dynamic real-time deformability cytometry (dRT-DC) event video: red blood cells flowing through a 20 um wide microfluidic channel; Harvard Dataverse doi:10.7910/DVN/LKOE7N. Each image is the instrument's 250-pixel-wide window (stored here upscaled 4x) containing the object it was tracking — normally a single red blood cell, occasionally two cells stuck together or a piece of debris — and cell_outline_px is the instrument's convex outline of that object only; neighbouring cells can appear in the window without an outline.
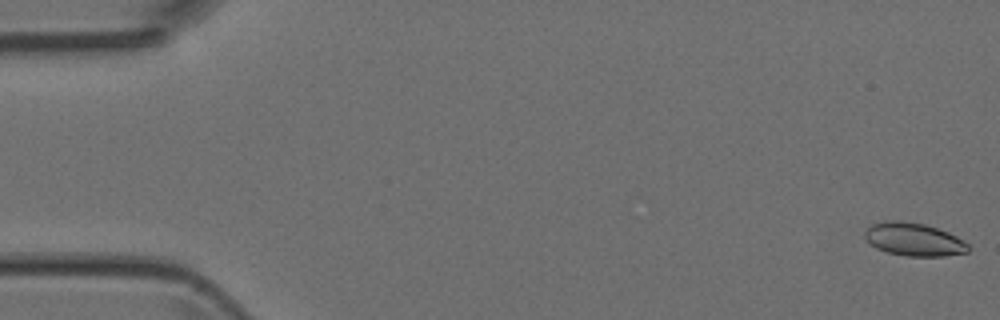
{"species": "Egyptian fruit bat (a non-hibernating species)", "species_latin": "Rousettus aegyptiacus", "temperature_condition": "room temperature", "stored_images_in_passage": 48, "camera_frame_rate_fps": 3000, "um_per_image_px": 0.085, "animal": {"sex": "female"}, "frame": {"image": 1, "passage_image": 1, "time_ms": 0.0, "image_size_px": [1000, 320], "cell_outline_px": [[968, 252], [944, 256], [904, 256], [888, 252], [876, 248], [868, 244], [864, 236], [864, 232], [872, 224], [888, 220], [900, 220], [924, 224], [948, 232], [956, 236], [968, 244]], "centroid_in_image_um": [77.64, 20.35], "position_along_channel_um": 7.4, "area_um2": 19.94}}
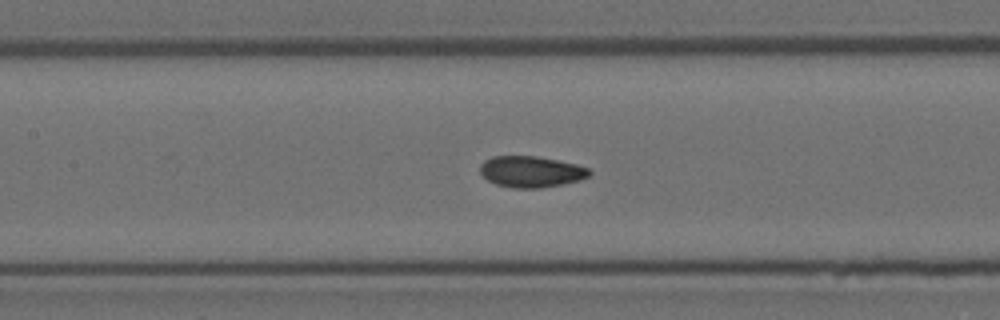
{"frame": {"image": 2, "passage_image": 22, "time_ms": 7.0, "image_size_px": [1000, 320], "cell_outline_px": [[592, 176], [580, 180], [564, 184], [540, 188], [512, 188], [496, 184], [488, 180], [480, 172], [480, 164], [484, 160], [492, 156], [536, 156], [576, 164], [588, 168], [592, 172]], "centroid_in_image_um": [45.16, 14.6], "position_along_channel_um": 162.2, "area_um2": 20.0}}
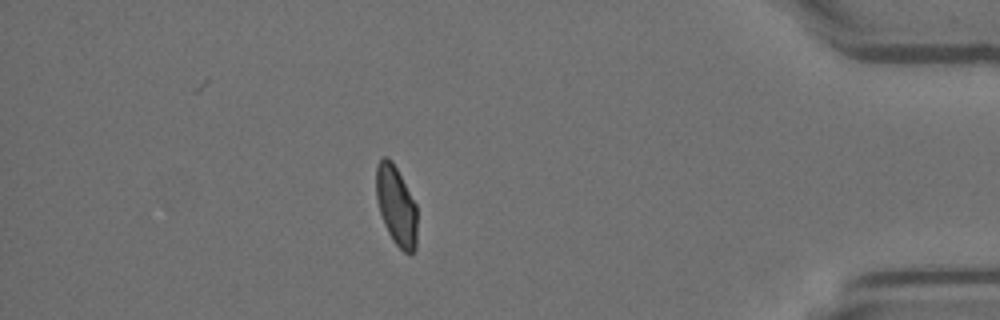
{"frame": {"image": 3, "passage_image": 42, "time_ms": 13.667, "image_size_px": [1000, 320], "cell_outline_px": [[416, 248], [412, 256], [408, 256], [392, 240], [384, 224], [380, 212], [376, 196], [376, 164], [384, 156], [388, 156], [392, 160], [416, 204]], "centroid_in_image_um": [33.68, 17.5], "position_along_channel_um": 401.5, "area_um2": 19.07}}